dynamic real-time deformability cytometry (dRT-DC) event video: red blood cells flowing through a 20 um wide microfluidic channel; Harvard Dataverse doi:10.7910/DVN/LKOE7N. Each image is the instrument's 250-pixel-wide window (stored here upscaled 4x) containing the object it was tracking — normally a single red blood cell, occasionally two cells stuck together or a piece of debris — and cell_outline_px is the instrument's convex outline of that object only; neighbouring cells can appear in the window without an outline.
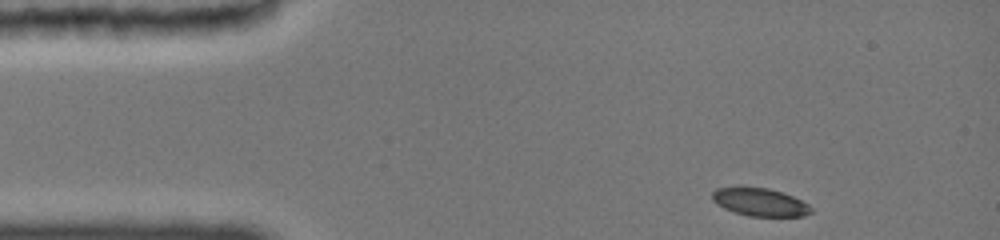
{"species": "common noctule bat (a hibernating species)", "species_latin": "Nyctalus noctula", "temperature_condition": "cold", "stored_images_in_passage": 39, "camera_frame_rate_fps": 3000, "um_per_image_px": 0.085, "animal": {"sex": "female", "body_mass_g": 19.0, "forearm_length_mm": 51.5}, "frame": {"image": 1, "passage_image": 1, "time_ms": 0.0, "image_size_px": [1000, 240], "cell_outline_px": [[812, 212], [804, 216], [748, 216], [724, 208], [716, 204], [712, 200], [712, 192], [716, 188], [740, 184], [768, 188], [792, 196], [808, 204], [812, 208]], "centroid_in_image_um": [64.52, 17.13], "position_along_channel_um": 20.5, "area_um2": 16.53}}
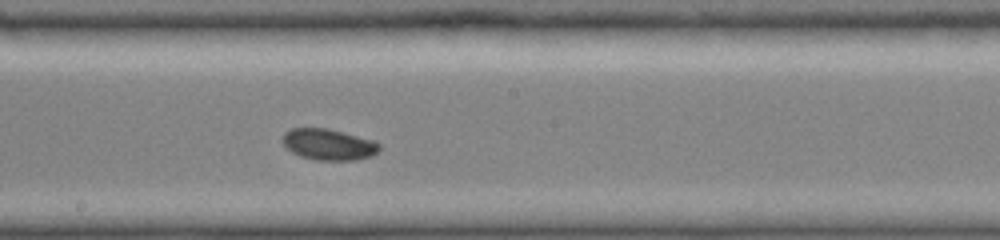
{"frame": {"image": 2, "passage_image": 22, "time_ms": 7.0, "image_size_px": [1000, 240], "cell_outline_px": [[380, 148], [372, 156], [356, 160], [316, 160], [300, 156], [292, 152], [284, 144], [284, 136], [292, 128], [324, 128], [372, 140], [380, 144]], "centroid_in_image_um": [27.95, 12.3], "position_along_channel_um": 220.2, "area_um2": 17.11}}
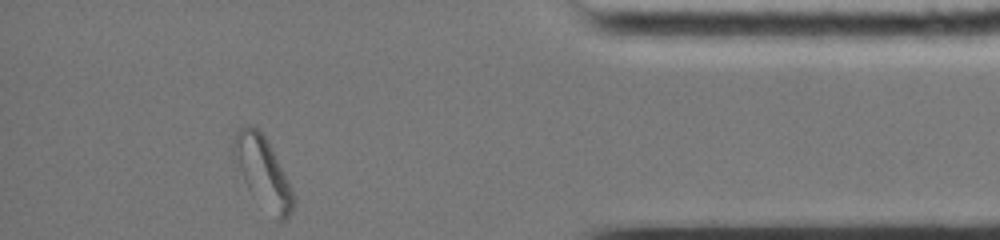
{"frame": {"image": 3, "passage_image": 39, "time_ms": 12.667, "image_size_px": [1000, 240], "cell_outline_px": [[292, 212], [284, 220], [276, 220], [248, 188], [244, 180], [232, 148], [232, 144], [236, 128], [248, 124], [256, 128], [268, 140], [284, 172], [292, 192]], "centroid_in_image_um": [22.32, 14.57], "position_along_channel_um": 412.9, "area_um2": 23.7}, "authors_computed_cell_mechanics": {"area_um2": 17.34, "velocity_mm_per_s": 3.8385, "shape_relaxation_time_tau1_ms": 2.6449, "shape_relaxation_time_tau2_ms": null, "deformation_change_tau1": 0.0655, "deformation_change_tau2": null}}